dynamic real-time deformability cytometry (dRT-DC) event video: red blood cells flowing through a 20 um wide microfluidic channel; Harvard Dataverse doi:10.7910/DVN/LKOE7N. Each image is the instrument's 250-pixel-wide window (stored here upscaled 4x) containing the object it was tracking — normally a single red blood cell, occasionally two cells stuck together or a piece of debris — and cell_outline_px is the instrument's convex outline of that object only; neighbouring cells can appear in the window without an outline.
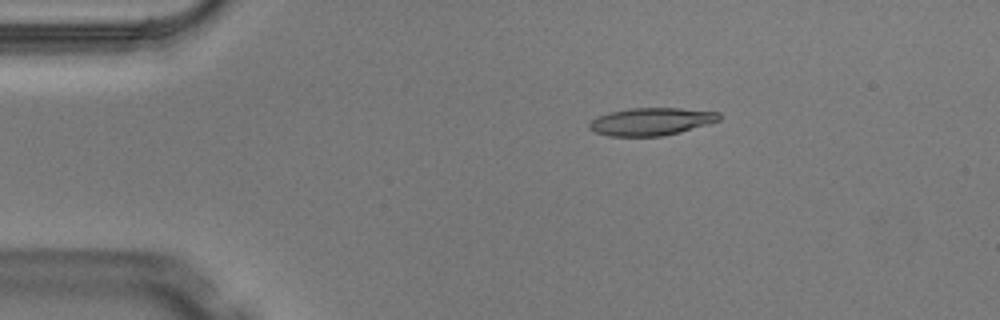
{"species": "Egyptian fruit bat (a non-hibernating species)", "species_latin": "Rousettus aegyptiacus", "temperature_condition": "warm", "stored_images_in_passage": 4, "camera_frame_rate_fps": 3000, "um_per_image_px": 0.085, "animal": {"sex": "male"}, "frame": {"image": 1, "passage_image": 2, "time_ms": 0.333, "image_size_px": [1000, 320], "cell_outline_px": [[720, 120], [708, 124], [680, 132], [664, 136], [608, 136], [596, 132], [588, 128], [588, 124], [596, 116], [608, 112], [628, 108], [680, 108], [720, 112]], "centroid_in_image_um": [55.33, 10.33], "position_along_channel_um": 29.7, "area_um2": 21.04}}
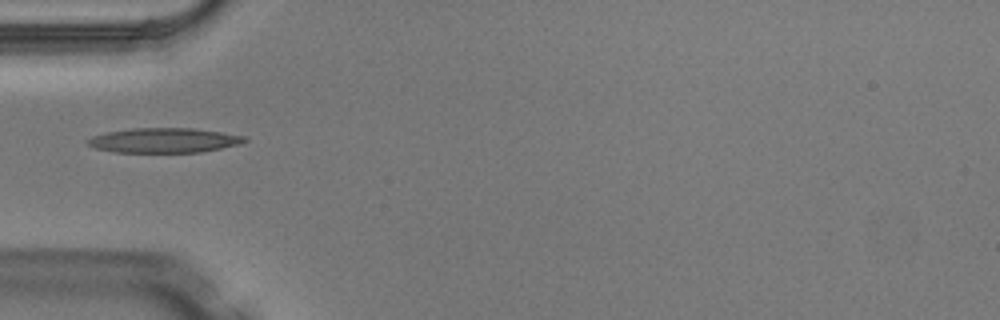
{"frame": {"image": 2, "passage_image": 4, "time_ms": 1.0, "image_size_px": [1000, 320], "cell_outline_px": [[248, 140], [240, 144], [200, 152], [116, 152], [96, 148], [88, 144], [84, 140], [92, 136], [108, 132], [132, 128], [196, 128], [244, 136]], "centroid_in_image_um": [13.93, 11.92], "position_along_channel_um": 71.1, "area_um2": 22.48}}